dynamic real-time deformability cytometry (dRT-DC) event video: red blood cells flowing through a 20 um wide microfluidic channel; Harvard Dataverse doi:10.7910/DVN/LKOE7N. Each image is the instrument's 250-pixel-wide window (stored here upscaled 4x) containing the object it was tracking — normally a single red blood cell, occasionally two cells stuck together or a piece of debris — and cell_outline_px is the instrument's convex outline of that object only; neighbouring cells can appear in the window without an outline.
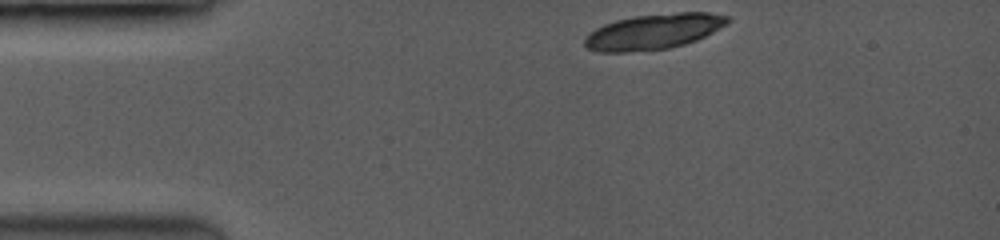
{"species": "common noctule bat (a hibernating species)", "species_latin": "Nyctalus noctula", "temperature_condition": "room temperature", "stored_images_in_passage": 7, "camera_frame_rate_fps": 3500, "um_per_image_px": 0.085, "animal": {"sex": "female", "body_mass_g": 19.0, "forearm_length_mm": 53.3}, "frame": {"image": 1, "passage_image": 1, "time_ms": 0.0, "image_size_px": [1000, 240], "cell_outline_px": [[728, 20], [724, 24], [704, 36], [696, 40], [684, 44], [668, 48], [624, 52], [600, 52], [588, 48], [584, 44], [584, 40], [596, 28], [604, 24], [616, 20], [636, 16], [680, 12], [708, 12], [728, 16]], "centroid_in_image_um": [55.53, 2.68], "position_along_channel_um": 29.5, "area_um2": 28.84}}